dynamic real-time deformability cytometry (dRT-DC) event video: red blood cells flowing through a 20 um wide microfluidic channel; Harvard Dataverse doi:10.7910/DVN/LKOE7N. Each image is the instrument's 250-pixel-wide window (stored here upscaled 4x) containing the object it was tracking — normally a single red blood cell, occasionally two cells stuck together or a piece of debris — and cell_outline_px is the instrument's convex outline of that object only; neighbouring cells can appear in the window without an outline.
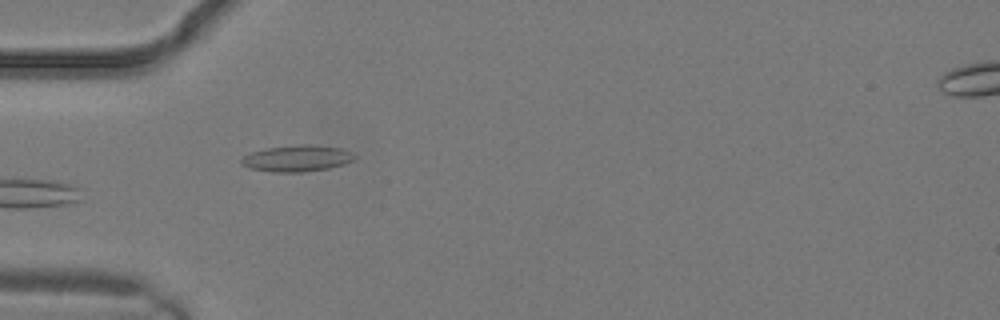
{"species": "common noctule bat (a hibernating species)", "species_latin": "Nyctalus noctula", "temperature_condition": "warm", "stored_images_in_passage": 5, "camera_frame_rate_fps": 3000, "um_per_image_px": 0.085, "animal": {"sex": "male", "body_mass_g": 19.2, "forearm_length_mm": 51.8}, "frame": {"image": 1, "passage_image": 3, "time_ms": 0.667, "image_size_px": [1000, 320], "cell_outline_px": [[356, 160], [344, 164], [328, 168], [304, 172], [272, 172], [248, 168], [240, 164], [240, 160], [244, 156], [252, 152], [268, 148], [300, 144], [312, 144], [340, 148], [352, 152], [356, 156]], "centroid_in_image_um": [25.26, 13.46], "position_along_channel_um": 59.7, "area_um2": 17.51}}